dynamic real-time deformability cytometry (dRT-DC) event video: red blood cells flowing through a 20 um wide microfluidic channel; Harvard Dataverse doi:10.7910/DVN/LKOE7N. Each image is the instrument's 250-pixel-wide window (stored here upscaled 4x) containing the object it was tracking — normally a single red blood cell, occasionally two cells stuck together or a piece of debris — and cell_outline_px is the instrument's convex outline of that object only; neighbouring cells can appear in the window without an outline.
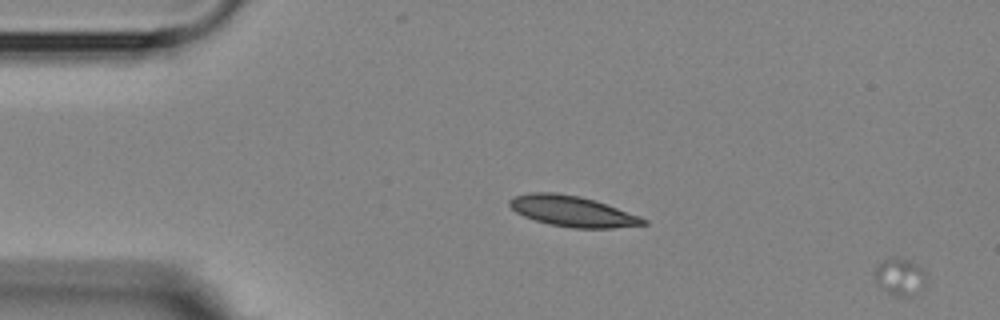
{"species": "Egyptian fruit bat (a non-hibernating species)", "species_latin": "Rousettus aegyptiacus", "temperature_condition": "room temperature", "stored_images_in_passage": 4, "segment_of_instrument_passage": [2, 2], "camera_frame_rate_fps": 3000, "um_per_image_px": 0.085, "animal": {"sex": "female"}, "frame": {"image": 1, "passage_image": 4, "time_ms": 3.333, "image_size_px": [1000, 320], "cell_outline_px": [[924, 288], [912, 296], [896, 296], [880, 288], [876, 280], [876, 268], [884, 260], [904, 260], [920, 268], [924, 272]], "centroid_in_image_um": [76.49, 23.61], "position_along_channel_um": 8.5, "area_um2": 10.35}}